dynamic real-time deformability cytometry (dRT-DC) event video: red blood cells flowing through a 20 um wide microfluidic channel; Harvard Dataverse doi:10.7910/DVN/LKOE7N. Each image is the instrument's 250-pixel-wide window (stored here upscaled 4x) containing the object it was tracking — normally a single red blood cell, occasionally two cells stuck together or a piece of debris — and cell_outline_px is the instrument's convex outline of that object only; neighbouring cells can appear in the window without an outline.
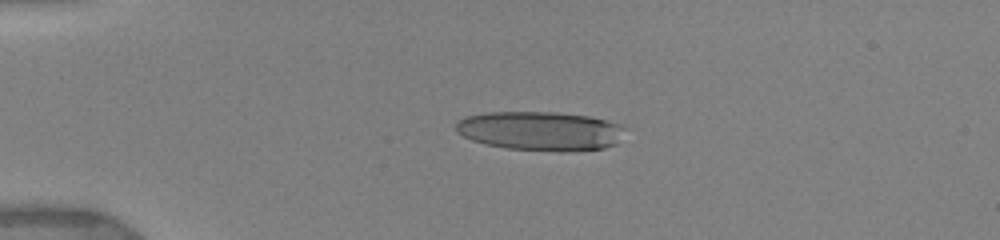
{"species": "human", "species_latin": "Homo sapiens", "temperature_condition": "warm", "stored_images_in_passage": 5, "camera_frame_rate_fps": 3000, "um_per_image_px": 0.085, "donor": {"sex": "female"}, "frame": {"image": 1, "passage_image": 4, "time_ms": 3.333, "image_size_px": [1000, 240], "cell_outline_px": [[628, 128], [616, 144], [604, 148], [508, 148], [484, 144], [472, 140], [456, 132], [456, 120], [464, 116], [488, 112], [556, 112], [588, 116], [624, 124]], "centroid_in_image_um": [45.9, 11.07], "position_along_channel_um": 39.1, "area_um2": 37.63}}